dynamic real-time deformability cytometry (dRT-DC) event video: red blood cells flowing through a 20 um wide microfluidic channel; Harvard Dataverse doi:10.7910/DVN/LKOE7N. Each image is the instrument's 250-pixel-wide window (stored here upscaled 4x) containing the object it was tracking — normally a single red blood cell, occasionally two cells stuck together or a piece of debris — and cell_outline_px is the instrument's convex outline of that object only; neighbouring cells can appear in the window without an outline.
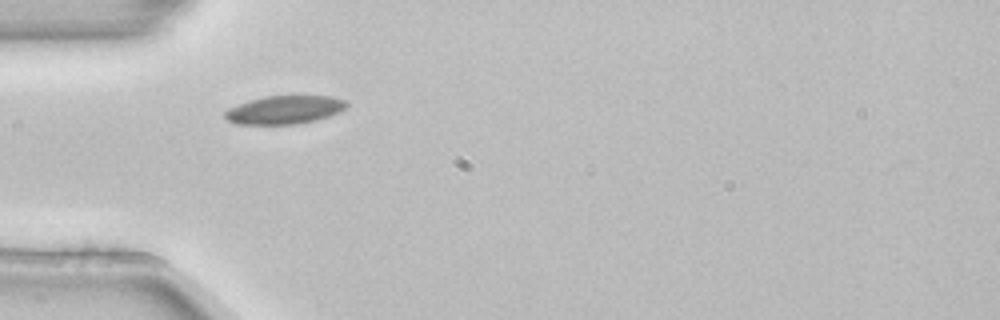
{"species": "common noctule bat (a hibernating species)", "species_latin": "Nyctalus noctula", "temperature_condition": "room temperature", "stored_images_in_passage": 6, "camera_frame_rate_fps": 3000, "um_per_image_px": 0.085, "animal": {"sex": "female", "body_mass_g": 22.7, "forearm_length_mm": 54.2}, "frame": {"image": 1, "passage_image": 6, "time_ms": 1.667, "image_size_px": [1000, 320], "cell_outline_px": [[348, 104], [340, 112], [316, 120], [296, 124], [236, 124], [228, 120], [224, 116], [224, 112], [228, 108], [248, 100], [264, 96], [332, 96], [348, 100]], "centroid_in_image_um": [24.19, 9.32], "position_along_channel_um": 60.8, "area_um2": 20.17}}